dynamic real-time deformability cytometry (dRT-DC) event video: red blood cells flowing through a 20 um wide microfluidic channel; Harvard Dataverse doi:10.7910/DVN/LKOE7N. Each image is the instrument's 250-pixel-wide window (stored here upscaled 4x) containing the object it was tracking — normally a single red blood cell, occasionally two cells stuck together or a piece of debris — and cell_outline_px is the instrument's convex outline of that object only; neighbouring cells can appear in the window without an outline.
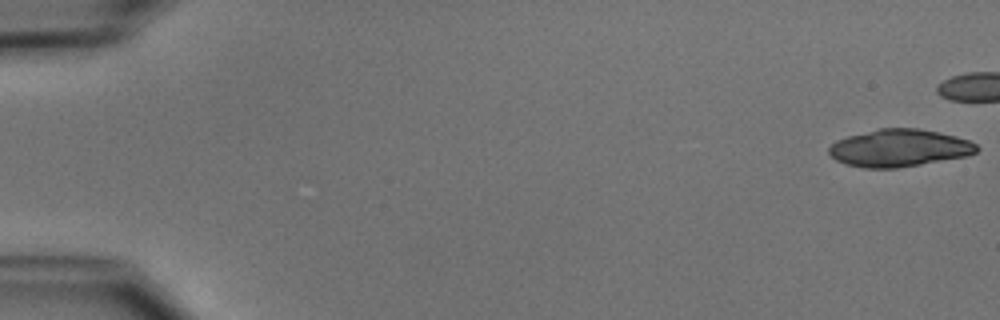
{"species": "common noctule bat (a hibernating species)", "species_latin": "Nyctalus noctula", "temperature_condition": "cold", "stored_images_in_passage": 18, "camera_frame_rate_fps": 3000, "um_per_image_px": 0.085, "animal": {"sex": "male", "body_mass_g": 15.6}, "frame": {"image": 1, "passage_image": 1, "time_ms": 0.0, "image_size_px": [1000, 320], "cell_outline_px": [[980, 148], [976, 152], [964, 156], [920, 164], [896, 168], [864, 168], [848, 164], [836, 160], [828, 152], [828, 148], [836, 140], [848, 136], [880, 128], [916, 128], [940, 132], [956, 136], [968, 140], [976, 144]], "centroid_in_image_um": [76.43, 12.57], "position_along_channel_um": 8.6, "area_um2": 31.91}}